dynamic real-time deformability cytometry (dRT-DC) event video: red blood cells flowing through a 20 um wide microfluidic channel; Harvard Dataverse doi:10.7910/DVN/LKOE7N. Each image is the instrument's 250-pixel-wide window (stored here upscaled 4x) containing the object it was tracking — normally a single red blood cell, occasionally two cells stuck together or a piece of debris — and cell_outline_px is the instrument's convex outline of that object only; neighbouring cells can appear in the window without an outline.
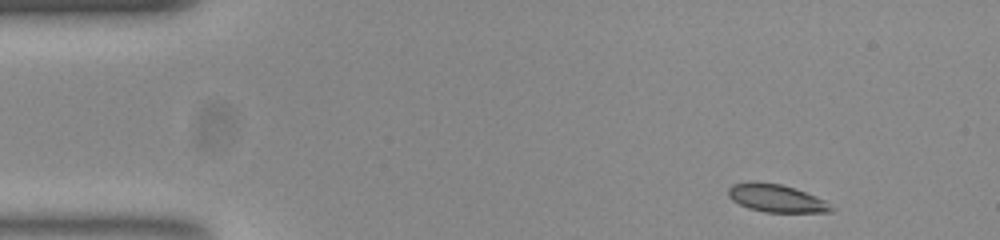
{"species": "common noctule bat (a hibernating species)", "species_latin": "Nyctalus noctula", "temperature_condition": "room temperature", "stored_images_in_passage": 48, "camera_frame_rate_fps": 3000, "um_per_image_px": 0.085, "animal": {"sex": "female", "body_mass_g": 23.0, "forearm_length_mm": 53.4}, "frame": {"image": 1, "passage_image": 1, "time_ms": 0.0, "image_size_px": [1000, 240], "cell_outline_px": [[832, 212], [764, 212], [748, 208], [732, 200], [728, 196], [728, 188], [732, 184], [780, 184], [804, 192], [824, 200], [832, 208]], "centroid_in_image_um": [65.98, 16.89], "position_along_channel_um": 19.0, "area_um2": 15.84}}
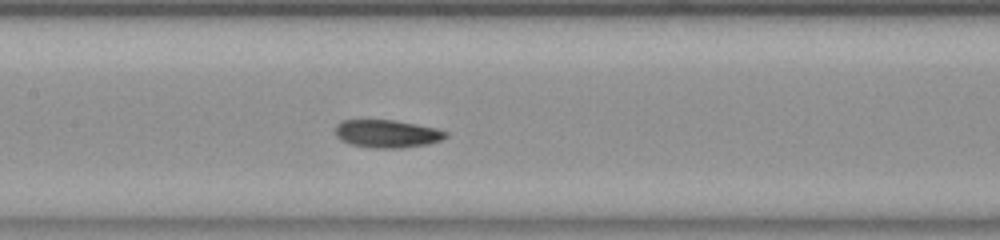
{"frame": {"image": 2, "passage_image": 20, "time_ms": 6.333, "image_size_px": [1000, 240], "cell_outline_px": [[448, 136], [440, 140], [428, 144], [396, 148], [372, 148], [352, 144], [336, 136], [336, 124], [344, 120], [392, 120], [416, 124], [436, 128], [448, 132]], "centroid_in_image_um": [32.92, 11.36], "position_along_channel_um": 174.5, "area_um2": 17.69}}
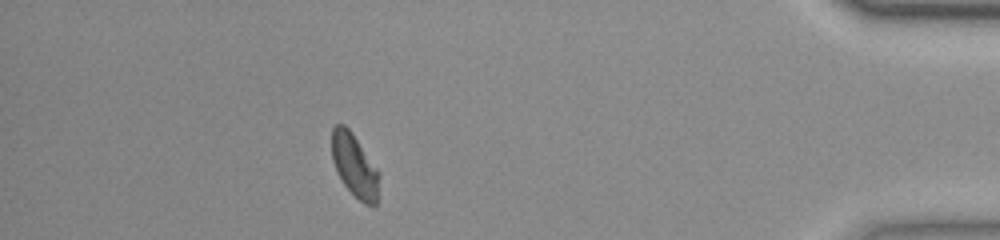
{"frame": {"image": 3, "passage_image": 42, "time_ms": 13.667, "image_size_px": [1000, 240], "cell_outline_px": [[380, 172], [376, 204], [372, 208], [364, 204], [344, 184], [332, 160], [332, 128], [336, 124], [344, 124], [352, 132]], "centroid_in_image_um": [30.16, 14.07], "position_along_channel_um": 405.0, "area_um2": 17.28}, "authors_computed_cell_mechanics": {"area_um2": 17.5134, "velocity_mm_per_s": 3.8637, "shape_relaxation_time_tau1_ms": 3.5203, "shape_relaxation_time_tau2_ms": 6.7237, "deformation_change_tau1": 0.1172, "deformation_change_tau2": 0.1035}}